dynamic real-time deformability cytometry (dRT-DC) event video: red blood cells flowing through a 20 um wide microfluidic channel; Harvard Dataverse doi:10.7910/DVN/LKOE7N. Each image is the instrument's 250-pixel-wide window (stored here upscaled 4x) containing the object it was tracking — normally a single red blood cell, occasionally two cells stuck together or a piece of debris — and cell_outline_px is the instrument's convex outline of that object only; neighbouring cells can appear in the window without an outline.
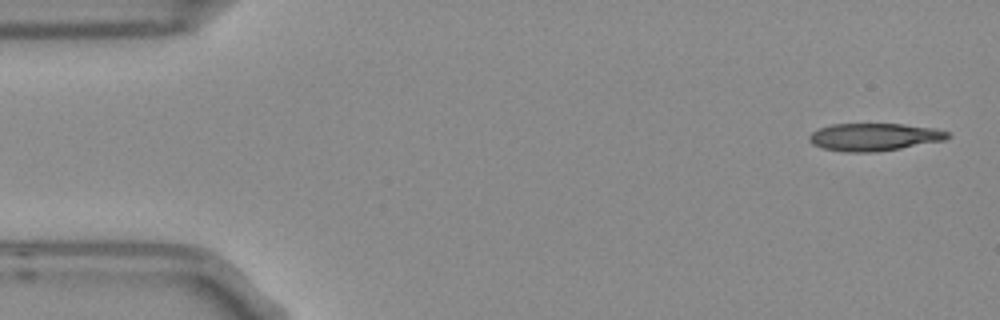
{"species": "Egyptian fruit bat (a non-hibernating species)", "species_latin": "Rousettus aegyptiacus", "temperature_condition": "room temperature", "stored_images_in_passage": 5, "camera_frame_rate_fps": 3000, "um_per_image_px": 0.085, "frame": {"image": 1, "passage_image": 1, "time_ms": 0.0, "image_size_px": [1000, 320], "cell_outline_px": [[952, 136], [944, 140], [900, 148], [876, 152], [844, 152], [820, 148], [812, 144], [808, 140], [808, 136], [812, 132], [820, 128], [832, 124], [900, 124], [936, 128], [948, 132]], "centroid_in_image_um": [74.27, 11.65], "position_along_channel_um": 10.7, "area_um2": 22.31}}
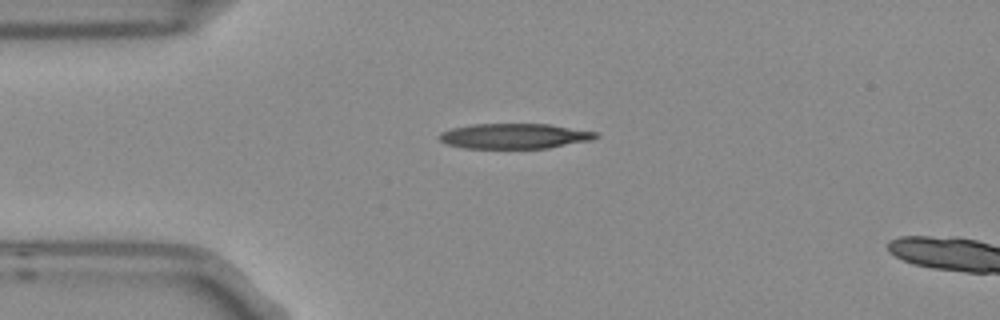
{"frame": {"image": 2, "passage_image": 4, "time_ms": 1.0, "image_size_px": [1000, 320], "cell_outline_px": [[600, 136], [592, 140], [548, 148], [464, 148], [448, 144], [440, 140], [440, 132], [452, 128], [472, 124], [548, 124], [596, 132]], "centroid_in_image_um": [43.74, 11.56], "position_along_channel_um": 41.3, "area_um2": 22.83}}